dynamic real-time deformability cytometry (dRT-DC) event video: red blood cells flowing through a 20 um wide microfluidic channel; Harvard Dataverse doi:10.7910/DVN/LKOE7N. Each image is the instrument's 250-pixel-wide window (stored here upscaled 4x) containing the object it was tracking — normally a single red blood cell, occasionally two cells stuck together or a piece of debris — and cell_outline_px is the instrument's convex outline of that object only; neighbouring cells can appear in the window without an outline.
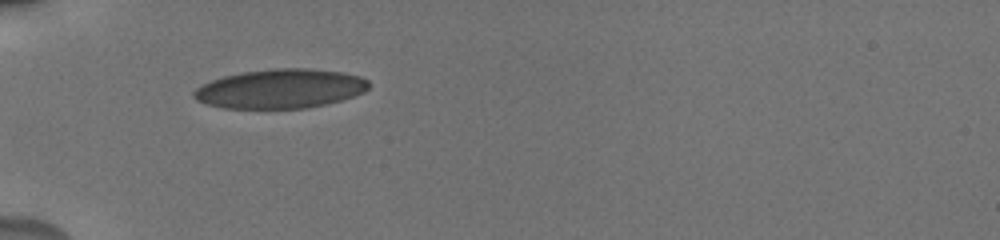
{"species": "human", "species_latin": "Homo sapiens", "temperature_condition": "cold", "stored_images_in_passage": 37, "camera_frame_rate_fps": 3000, "um_per_image_px": 0.085, "donor": {"sex": "male"}, "frame": {"image": 1, "passage_image": 1, "time_ms": 0.0, "image_size_px": [1000, 240], "cell_outline_px": [[368, 88], [364, 92], [340, 100], [324, 104], [304, 108], [224, 108], [204, 104], [196, 100], [192, 96], [192, 92], [196, 88], [212, 80], [224, 76], [244, 72], [276, 68], [308, 68], [344, 72], [360, 76], [368, 80]], "centroid_in_image_um": [23.81, 7.54], "position_along_channel_um": 61.2, "area_um2": 39.88}}
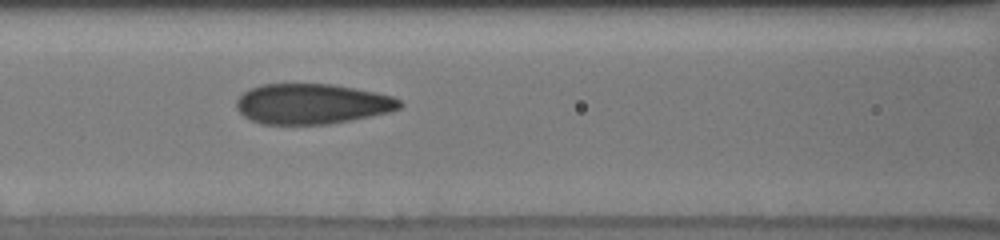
{"frame": {"image": 2, "passage_image": 8, "time_ms": 2.333, "image_size_px": [1000, 240], "cell_outline_px": [[404, 104], [400, 108], [392, 112], [328, 124], [260, 124], [244, 116], [236, 108], [236, 100], [248, 88], [260, 84], [332, 84], [376, 92], [392, 96], [400, 100]], "centroid_in_image_um": [26.52, 8.82], "position_along_channel_um": 140.1, "area_um2": 38.49}}
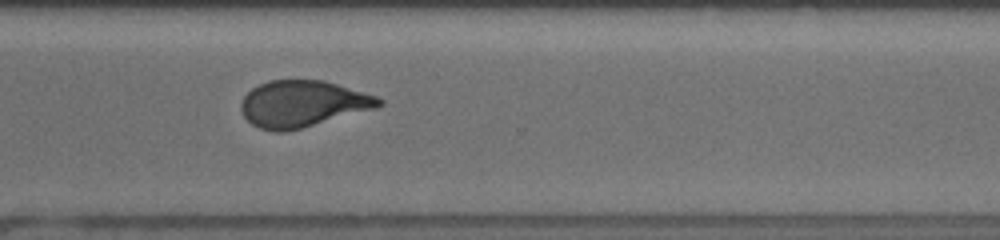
{"frame": {"image": 3, "passage_image": 24, "time_ms": 7.667, "image_size_px": [1000, 240], "cell_outline_px": [[384, 104], [376, 108], [300, 128], [280, 132], [276, 132], [260, 128], [252, 124], [244, 116], [240, 108], [240, 104], [244, 96], [252, 88], [268, 80], [324, 80], [376, 96], [384, 100]], "centroid_in_image_um": [25.71, 8.81], "position_along_channel_um": 344.9, "area_um2": 36.99}, "authors_computed_cell_mechanics": {"area_um2": 37.859, "velocity_mm_per_s": 3.85, "shape_relaxation_time_tau1_ms": 4.6434, "shape_relaxation_time_tau2_ms": 0.7957, "deformation_change_tau1": 0.1559, "deformation_change_tau2": 0.0703}}